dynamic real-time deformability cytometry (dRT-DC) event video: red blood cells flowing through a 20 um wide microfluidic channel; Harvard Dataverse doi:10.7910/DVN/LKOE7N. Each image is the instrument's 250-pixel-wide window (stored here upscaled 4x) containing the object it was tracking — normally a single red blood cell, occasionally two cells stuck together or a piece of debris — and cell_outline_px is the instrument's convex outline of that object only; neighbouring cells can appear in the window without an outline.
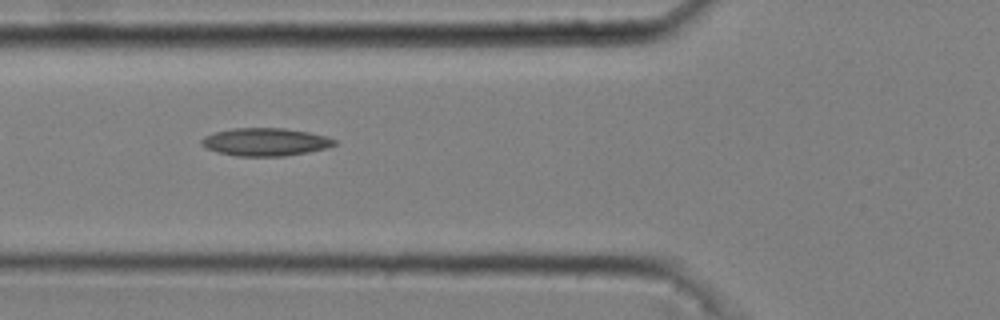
{"species": "common noctule bat (a hibernating species)", "species_latin": "Nyctalus noctula", "temperature_condition": "cold", "stored_images_in_passage": 11, "camera_frame_rate_fps": 3000, "um_per_image_px": 0.085, "animal": {"sex": "male", "body_mass_g": 20.4}, "frame": {"image": 1, "passage_image": 4, "time_ms": 1.0, "image_size_px": [1000, 320], "cell_outline_px": [[336, 144], [328, 148], [308, 152], [284, 156], [236, 156], [216, 152], [200, 144], [200, 140], [204, 136], [216, 132], [232, 128], [284, 128], [308, 132], [328, 136], [336, 140]], "centroid_in_image_um": [22.56, 12.06], "position_along_channel_um": 103.2, "area_um2": 21.68}}
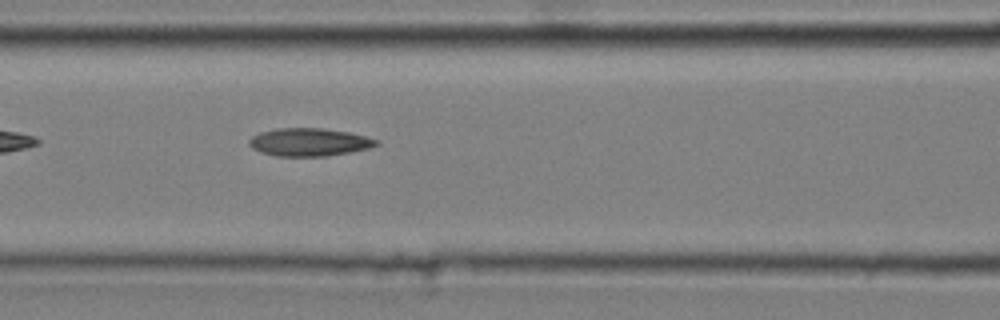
{"frame": {"image": 2, "passage_image": 7, "time_ms": 2.0, "image_size_px": [1000, 320], "cell_outline_px": [[380, 144], [368, 148], [328, 156], [276, 156], [260, 152], [252, 148], [248, 144], [248, 140], [252, 136], [260, 132], [276, 128], [324, 128], [348, 132], [380, 140]], "centroid_in_image_um": [26.26, 12.08], "position_along_channel_um": 140.3, "area_um2": 20.75}}